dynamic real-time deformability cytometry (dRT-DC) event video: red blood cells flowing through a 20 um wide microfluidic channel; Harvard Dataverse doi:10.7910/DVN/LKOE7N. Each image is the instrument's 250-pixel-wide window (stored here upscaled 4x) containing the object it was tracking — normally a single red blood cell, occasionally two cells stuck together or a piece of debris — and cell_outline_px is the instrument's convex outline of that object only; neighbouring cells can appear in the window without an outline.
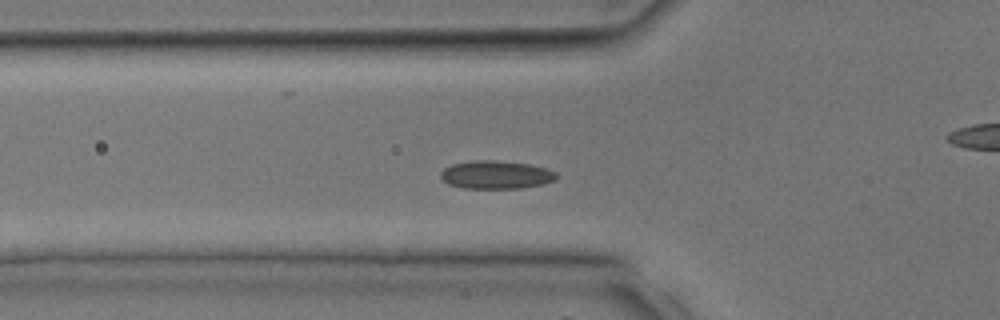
{"species": "common noctule bat (a hibernating species)", "species_latin": "Nyctalus noctula", "temperature_condition": "room temperature", "stored_images_in_passage": 27, "camera_frame_rate_fps": 3000, "um_per_image_px": 0.085, "animal": {"sex": "male", "body_mass_g": 17.9, "forearm_length_mm": 54.2}, "frame": {"image": 1, "passage_image": 4, "time_ms": 1.0, "image_size_px": [1000, 320], "cell_outline_px": [[556, 180], [544, 184], [524, 188], [464, 188], [448, 184], [440, 176], [440, 172], [444, 168], [452, 164], [476, 160], [492, 160], [528, 164], [544, 168], [556, 172]], "centroid_in_image_um": [42.16, 14.86], "position_along_channel_um": 83.6, "area_um2": 18.9}}
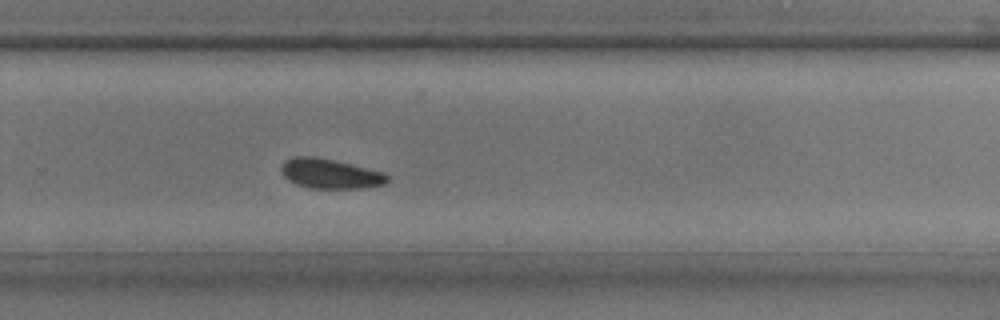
{"frame": {"image": 2, "passage_image": 15, "time_ms": 4.667, "image_size_px": [1000, 320], "cell_outline_px": [[388, 180], [384, 184], [360, 188], [312, 188], [296, 184], [288, 180], [280, 172], [280, 168], [284, 160], [292, 156], [316, 156], [384, 172], [388, 176]], "centroid_in_image_um": [28.0, 14.75], "position_along_channel_um": 301.8, "area_um2": 18.38}}
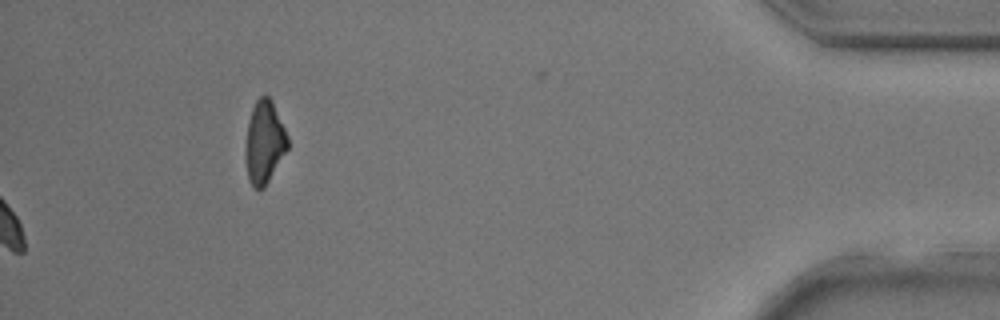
{"frame": {"image": 3, "passage_image": 27, "time_ms": 8.667, "image_size_px": [1000, 320], "cell_outline_px": [[288, 148], [264, 188], [252, 188], [248, 180], [244, 156], [244, 152], [248, 120], [252, 108], [256, 100], [260, 96], [268, 96], [272, 100], [288, 136]], "centroid_in_image_um": [22.44, 12.1], "position_along_channel_um": 412.8, "area_um2": 20.52}}